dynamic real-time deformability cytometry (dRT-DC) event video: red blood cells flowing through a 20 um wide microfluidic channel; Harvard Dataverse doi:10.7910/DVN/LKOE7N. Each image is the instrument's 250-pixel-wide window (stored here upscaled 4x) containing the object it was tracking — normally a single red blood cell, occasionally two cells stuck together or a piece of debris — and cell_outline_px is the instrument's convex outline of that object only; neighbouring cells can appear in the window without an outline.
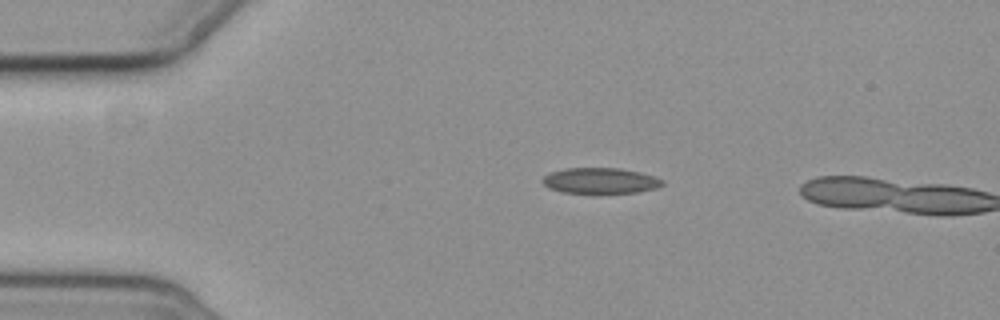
{"species": "common noctule bat (a hibernating species)", "species_latin": "Nyctalus noctula", "temperature_condition": "cold", "stored_images_in_passage": 2, "camera_frame_rate_fps": 3000, "um_per_image_px": 0.085, "animal": {"sex": "female", "body_mass_g": 19.3, "forearm_length_mm": 54.1}, "frame": {"image": 1, "passage_image": 1, "time_ms": 0.0, "image_size_px": [1000, 320], "cell_outline_px": [[664, 184], [656, 188], [636, 192], [564, 192], [548, 188], [540, 180], [544, 176], [552, 172], [564, 168], [620, 168], [640, 172], [656, 176], [664, 180]], "centroid_in_image_um": [51.04, 15.34], "position_along_channel_um": 34.0, "area_um2": 17.8}}